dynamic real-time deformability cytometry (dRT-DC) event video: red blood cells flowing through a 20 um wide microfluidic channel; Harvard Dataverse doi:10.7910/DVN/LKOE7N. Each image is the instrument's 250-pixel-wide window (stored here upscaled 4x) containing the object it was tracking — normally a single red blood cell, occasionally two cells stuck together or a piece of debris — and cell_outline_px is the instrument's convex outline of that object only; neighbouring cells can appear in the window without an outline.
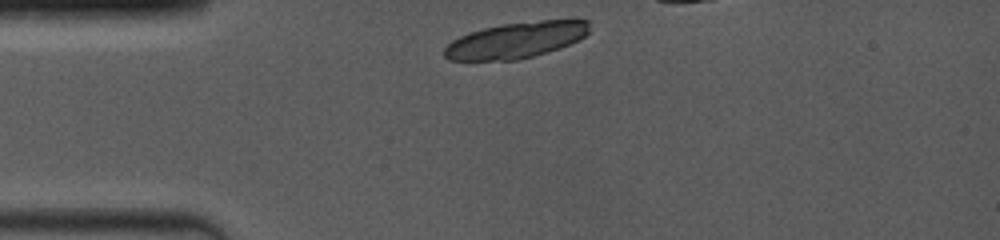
{"species": "common noctule bat (a hibernating species)", "species_latin": "Nyctalus noctula", "temperature_condition": "room temperature", "stored_images_in_passage": 2, "camera_frame_rate_fps": 4000, "um_per_image_px": 0.085, "animal": {"sex": "female", "body_mass_g": 19.0, "forearm_length_mm": 53.3}, "frame": {"image": 1, "passage_image": 1, "time_ms": 0.0, "image_size_px": [1000, 240], "cell_outline_px": [[588, 32], [580, 40], [560, 48], [520, 60], [448, 60], [444, 56], [444, 48], [452, 40], [468, 32], [484, 28], [504, 24], [540, 20], [588, 20]], "centroid_in_image_um": [43.85, 3.42], "position_along_channel_um": 41.2, "area_um2": 30.35}}